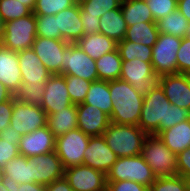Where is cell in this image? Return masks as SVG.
Returning <instances> with one entry per match:
<instances>
[{
	"label": "cell",
	"mask_w": 190,
	"mask_h": 191,
	"mask_svg": "<svg viewBox=\"0 0 190 191\" xmlns=\"http://www.w3.org/2000/svg\"><path fill=\"white\" fill-rule=\"evenodd\" d=\"M112 113L110 121L116 124L138 125L144 103V95L138 93L127 81H109Z\"/></svg>",
	"instance_id": "6da1fadb"
},
{
	"label": "cell",
	"mask_w": 190,
	"mask_h": 191,
	"mask_svg": "<svg viewBox=\"0 0 190 191\" xmlns=\"http://www.w3.org/2000/svg\"><path fill=\"white\" fill-rule=\"evenodd\" d=\"M103 136L109 148L120 158L140 155L148 134L138 125L110 122Z\"/></svg>",
	"instance_id": "7a4b0ae2"
},
{
	"label": "cell",
	"mask_w": 190,
	"mask_h": 191,
	"mask_svg": "<svg viewBox=\"0 0 190 191\" xmlns=\"http://www.w3.org/2000/svg\"><path fill=\"white\" fill-rule=\"evenodd\" d=\"M167 105H171L164 90L158 84L144 96L138 126L148 135H158L164 130Z\"/></svg>",
	"instance_id": "3957f363"
},
{
	"label": "cell",
	"mask_w": 190,
	"mask_h": 191,
	"mask_svg": "<svg viewBox=\"0 0 190 191\" xmlns=\"http://www.w3.org/2000/svg\"><path fill=\"white\" fill-rule=\"evenodd\" d=\"M156 178L177 175V155L172 152L158 135H148L142 153Z\"/></svg>",
	"instance_id": "277c9868"
},
{
	"label": "cell",
	"mask_w": 190,
	"mask_h": 191,
	"mask_svg": "<svg viewBox=\"0 0 190 191\" xmlns=\"http://www.w3.org/2000/svg\"><path fill=\"white\" fill-rule=\"evenodd\" d=\"M156 177L143 156L120 157L106 174V181L131 180L149 187Z\"/></svg>",
	"instance_id": "5b68a950"
},
{
	"label": "cell",
	"mask_w": 190,
	"mask_h": 191,
	"mask_svg": "<svg viewBox=\"0 0 190 191\" xmlns=\"http://www.w3.org/2000/svg\"><path fill=\"white\" fill-rule=\"evenodd\" d=\"M36 37V19L32 12L28 16L6 22L0 43L5 48L19 52L32 48Z\"/></svg>",
	"instance_id": "8992f818"
},
{
	"label": "cell",
	"mask_w": 190,
	"mask_h": 191,
	"mask_svg": "<svg viewBox=\"0 0 190 191\" xmlns=\"http://www.w3.org/2000/svg\"><path fill=\"white\" fill-rule=\"evenodd\" d=\"M182 39L159 33L152 47V66L156 75L177 74V53Z\"/></svg>",
	"instance_id": "52a82bcc"
},
{
	"label": "cell",
	"mask_w": 190,
	"mask_h": 191,
	"mask_svg": "<svg viewBox=\"0 0 190 191\" xmlns=\"http://www.w3.org/2000/svg\"><path fill=\"white\" fill-rule=\"evenodd\" d=\"M121 80L130 83L140 94H148L159 84V76L155 74L152 63L135 58L131 61L122 60Z\"/></svg>",
	"instance_id": "ba28073f"
},
{
	"label": "cell",
	"mask_w": 190,
	"mask_h": 191,
	"mask_svg": "<svg viewBox=\"0 0 190 191\" xmlns=\"http://www.w3.org/2000/svg\"><path fill=\"white\" fill-rule=\"evenodd\" d=\"M89 139L90 136L78 128L56 138L55 152L64 168L83 164Z\"/></svg>",
	"instance_id": "9c48e42d"
},
{
	"label": "cell",
	"mask_w": 190,
	"mask_h": 191,
	"mask_svg": "<svg viewBox=\"0 0 190 191\" xmlns=\"http://www.w3.org/2000/svg\"><path fill=\"white\" fill-rule=\"evenodd\" d=\"M62 58L61 75L77 76L90 82L98 80L95 60L76 43H69L65 47Z\"/></svg>",
	"instance_id": "30bf717a"
},
{
	"label": "cell",
	"mask_w": 190,
	"mask_h": 191,
	"mask_svg": "<svg viewBox=\"0 0 190 191\" xmlns=\"http://www.w3.org/2000/svg\"><path fill=\"white\" fill-rule=\"evenodd\" d=\"M46 121L47 114L40 106L20 101L13 102L10 125L21 136L45 126Z\"/></svg>",
	"instance_id": "8fae6325"
},
{
	"label": "cell",
	"mask_w": 190,
	"mask_h": 191,
	"mask_svg": "<svg viewBox=\"0 0 190 191\" xmlns=\"http://www.w3.org/2000/svg\"><path fill=\"white\" fill-rule=\"evenodd\" d=\"M32 183L47 186L64 177L65 168L55 151L34 157H28Z\"/></svg>",
	"instance_id": "7c38bea8"
},
{
	"label": "cell",
	"mask_w": 190,
	"mask_h": 191,
	"mask_svg": "<svg viewBox=\"0 0 190 191\" xmlns=\"http://www.w3.org/2000/svg\"><path fill=\"white\" fill-rule=\"evenodd\" d=\"M65 179L74 191H105L106 175L86 165L65 168Z\"/></svg>",
	"instance_id": "4fadbf2b"
},
{
	"label": "cell",
	"mask_w": 190,
	"mask_h": 191,
	"mask_svg": "<svg viewBox=\"0 0 190 191\" xmlns=\"http://www.w3.org/2000/svg\"><path fill=\"white\" fill-rule=\"evenodd\" d=\"M68 44L65 40L37 36L32 49L52 74H62V56Z\"/></svg>",
	"instance_id": "5bb4252c"
},
{
	"label": "cell",
	"mask_w": 190,
	"mask_h": 191,
	"mask_svg": "<svg viewBox=\"0 0 190 191\" xmlns=\"http://www.w3.org/2000/svg\"><path fill=\"white\" fill-rule=\"evenodd\" d=\"M117 159V155L109 148L103 135L90 137L84 151L83 165L106 175Z\"/></svg>",
	"instance_id": "9a60e30c"
},
{
	"label": "cell",
	"mask_w": 190,
	"mask_h": 191,
	"mask_svg": "<svg viewBox=\"0 0 190 191\" xmlns=\"http://www.w3.org/2000/svg\"><path fill=\"white\" fill-rule=\"evenodd\" d=\"M159 84L171 104L190 110V74L161 75Z\"/></svg>",
	"instance_id": "2e32d148"
},
{
	"label": "cell",
	"mask_w": 190,
	"mask_h": 191,
	"mask_svg": "<svg viewBox=\"0 0 190 191\" xmlns=\"http://www.w3.org/2000/svg\"><path fill=\"white\" fill-rule=\"evenodd\" d=\"M43 97L44 101L40 107L47 115L73 104L67 90L65 75L53 74L45 85Z\"/></svg>",
	"instance_id": "e0dca14e"
},
{
	"label": "cell",
	"mask_w": 190,
	"mask_h": 191,
	"mask_svg": "<svg viewBox=\"0 0 190 191\" xmlns=\"http://www.w3.org/2000/svg\"><path fill=\"white\" fill-rule=\"evenodd\" d=\"M56 137L47 125L25 134L19 141V153L25 157H34L55 151Z\"/></svg>",
	"instance_id": "ac0fdd59"
},
{
	"label": "cell",
	"mask_w": 190,
	"mask_h": 191,
	"mask_svg": "<svg viewBox=\"0 0 190 191\" xmlns=\"http://www.w3.org/2000/svg\"><path fill=\"white\" fill-rule=\"evenodd\" d=\"M77 105V125L88 136L103 135L110 124V116L96 106L79 103Z\"/></svg>",
	"instance_id": "d6986e66"
},
{
	"label": "cell",
	"mask_w": 190,
	"mask_h": 191,
	"mask_svg": "<svg viewBox=\"0 0 190 191\" xmlns=\"http://www.w3.org/2000/svg\"><path fill=\"white\" fill-rule=\"evenodd\" d=\"M22 84L47 83L53 75L42 63L32 48L18 52Z\"/></svg>",
	"instance_id": "ffe728a7"
},
{
	"label": "cell",
	"mask_w": 190,
	"mask_h": 191,
	"mask_svg": "<svg viewBox=\"0 0 190 191\" xmlns=\"http://www.w3.org/2000/svg\"><path fill=\"white\" fill-rule=\"evenodd\" d=\"M57 17V30L63 40L76 43L83 36V25L80 17V4L62 10L55 14Z\"/></svg>",
	"instance_id": "44dd1931"
},
{
	"label": "cell",
	"mask_w": 190,
	"mask_h": 191,
	"mask_svg": "<svg viewBox=\"0 0 190 191\" xmlns=\"http://www.w3.org/2000/svg\"><path fill=\"white\" fill-rule=\"evenodd\" d=\"M0 82L13 94L22 84L21 70L18 62V52L3 47L0 44Z\"/></svg>",
	"instance_id": "7402d4cb"
},
{
	"label": "cell",
	"mask_w": 190,
	"mask_h": 191,
	"mask_svg": "<svg viewBox=\"0 0 190 191\" xmlns=\"http://www.w3.org/2000/svg\"><path fill=\"white\" fill-rule=\"evenodd\" d=\"M158 136L176 155L181 153L190 147V119L161 131Z\"/></svg>",
	"instance_id": "603a6c76"
},
{
	"label": "cell",
	"mask_w": 190,
	"mask_h": 191,
	"mask_svg": "<svg viewBox=\"0 0 190 191\" xmlns=\"http://www.w3.org/2000/svg\"><path fill=\"white\" fill-rule=\"evenodd\" d=\"M76 44L94 60L118 48V42L101 33L83 35Z\"/></svg>",
	"instance_id": "cb8c5ba5"
},
{
	"label": "cell",
	"mask_w": 190,
	"mask_h": 191,
	"mask_svg": "<svg viewBox=\"0 0 190 191\" xmlns=\"http://www.w3.org/2000/svg\"><path fill=\"white\" fill-rule=\"evenodd\" d=\"M46 125L56 138L77 129V105L71 104L61 111L47 115Z\"/></svg>",
	"instance_id": "d4e9b609"
},
{
	"label": "cell",
	"mask_w": 190,
	"mask_h": 191,
	"mask_svg": "<svg viewBox=\"0 0 190 191\" xmlns=\"http://www.w3.org/2000/svg\"><path fill=\"white\" fill-rule=\"evenodd\" d=\"M127 28L121 8L110 10L99 19V33L118 43L125 38Z\"/></svg>",
	"instance_id": "484cf974"
},
{
	"label": "cell",
	"mask_w": 190,
	"mask_h": 191,
	"mask_svg": "<svg viewBox=\"0 0 190 191\" xmlns=\"http://www.w3.org/2000/svg\"><path fill=\"white\" fill-rule=\"evenodd\" d=\"M83 103L96 106L108 116H111L113 101L110 98L109 81L96 80L91 82Z\"/></svg>",
	"instance_id": "4316f807"
},
{
	"label": "cell",
	"mask_w": 190,
	"mask_h": 191,
	"mask_svg": "<svg viewBox=\"0 0 190 191\" xmlns=\"http://www.w3.org/2000/svg\"><path fill=\"white\" fill-rule=\"evenodd\" d=\"M121 12L127 26L140 22H155L145 0H123Z\"/></svg>",
	"instance_id": "83f0119b"
},
{
	"label": "cell",
	"mask_w": 190,
	"mask_h": 191,
	"mask_svg": "<svg viewBox=\"0 0 190 191\" xmlns=\"http://www.w3.org/2000/svg\"><path fill=\"white\" fill-rule=\"evenodd\" d=\"M95 63L98 73V80L110 81L120 78L122 59L118 49L104 54L95 60Z\"/></svg>",
	"instance_id": "f1b7e54d"
},
{
	"label": "cell",
	"mask_w": 190,
	"mask_h": 191,
	"mask_svg": "<svg viewBox=\"0 0 190 191\" xmlns=\"http://www.w3.org/2000/svg\"><path fill=\"white\" fill-rule=\"evenodd\" d=\"M158 35L159 32L156 22H140L128 26L124 39L153 47L157 41Z\"/></svg>",
	"instance_id": "f546056e"
},
{
	"label": "cell",
	"mask_w": 190,
	"mask_h": 191,
	"mask_svg": "<svg viewBox=\"0 0 190 191\" xmlns=\"http://www.w3.org/2000/svg\"><path fill=\"white\" fill-rule=\"evenodd\" d=\"M156 24L159 33L170 34L182 39L187 35L190 22L176 9L169 15L156 21Z\"/></svg>",
	"instance_id": "4dcf8cb0"
},
{
	"label": "cell",
	"mask_w": 190,
	"mask_h": 191,
	"mask_svg": "<svg viewBox=\"0 0 190 191\" xmlns=\"http://www.w3.org/2000/svg\"><path fill=\"white\" fill-rule=\"evenodd\" d=\"M4 177L14 179L17 183H31L30 162L19 154L15 159L6 162L3 167Z\"/></svg>",
	"instance_id": "1f68e13d"
},
{
	"label": "cell",
	"mask_w": 190,
	"mask_h": 191,
	"mask_svg": "<svg viewBox=\"0 0 190 191\" xmlns=\"http://www.w3.org/2000/svg\"><path fill=\"white\" fill-rule=\"evenodd\" d=\"M118 51L122 60L131 61L140 58L142 61L152 62V47L125 39L118 43Z\"/></svg>",
	"instance_id": "d6a6232c"
},
{
	"label": "cell",
	"mask_w": 190,
	"mask_h": 191,
	"mask_svg": "<svg viewBox=\"0 0 190 191\" xmlns=\"http://www.w3.org/2000/svg\"><path fill=\"white\" fill-rule=\"evenodd\" d=\"M45 85L46 83L41 82L39 84H21L14 92L13 98L15 101L41 106L44 101Z\"/></svg>",
	"instance_id": "836d02e7"
},
{
	"label": "cell",
	"mask_w": 190,
	"mask_h": 191,
	"mask_svg": "<svg viewBox=\"0 0 190 191\" xmlns=\"http://www.w3.org/2000/svg\"><path fill=\"white\" fill-rule=\"evenodd\" d=\"M123 0H84L80 3V15L103 16L106 12L121 8Z\"/></svg>",
	"instance_id": "e575fe53"
},
{
	"label": "cell",
	"mask_w": 190,
	"mask_h": 191,
	"mask_svg": "<svg viewBox=\"0 0 190 191\" xmlns=\"http://www.w3.org/2000/svg\"><path fill=\"white\" fill-rule=\"evenodd\" d=\"M69 97L73 104L83 103L91 82L77 76L65 75Z\"/></svg>",
	"instance_id": "d590c367"
},
{
	"label": "cell",
	"mask_w": 190,
	"mask_h": 191,
	"mask_svg": "<svg viewBox=\"0 0 190 191\" xmlns=\"http://www.w3.org/2000/svg\"><path fill=\"white\" fill-rule=\"evenodd\" d=\"M74 4L75 0H36L32 12L35 16L55 15Z\"/></svg>",
	"instance_id": "8d00e7d4"
},
{
	"label": "cell",
	"mask_w": 190,
	"mask_h": 191,
	"mask_svg": "<svg viewBox=\"0 0 190 191\" xmlns=\"http://www.w3.org/2000/svg\"><path fill=\"white\" fill-rule=\"evenodd\" d=\"M32 11L17 0H0V15L4 22L28 16Z\"/></svg>",
	"instance_id": "74e56055"
},
{
	"label": "cell",
	"mask_w": 190,
	"mask_h": 191,
	"mask_svg": "<svg viewBox=\"0 0 190 191\" xmlns=\"http://www.w3.org/2000/svg\"><path fill=\"white\" fill-rule=\"evenodd\" d=\"M36 36L63 40L60 30H57V17L55 15L35 16Z\"/></svg>",
	"instance_id": "f35d334b"
},
{
	"label": "cell",
	"mask_w": 190,
	"mask_h": 191,
	"mask_svg": "<svg viewBox=\"0 0 190 191\" xmlns=\"http://www.w3.org/2000/svg\"><path fill=\"white\" fill-rule=\"evenodd\" d=\"M149 191H189L187 181L179 175L156 178Z\"/></svg>",
	"instance_id": "ab89813d"
},
{
	"label": "cell",
	"mask_w": 190,
	"mask_h": 191,
	"mask_svg": "<svg viewBox=\"0 0 190 191\" xmlns=\"http://www.w3.org/2000/svg\"><path fill=\"white\" fill-rule=\"evenodd\" d=\"M156 21L169 15L178 7V0H145Z\"/></svg>",
	"instance_id": "60d3db41"
},
{
	"label": "cell",
	"mask_w": 190,
	"mask_h": 191,
	"mask_svg": "<svg viewBox=\"0 0 190 191\" xmlns=\"http://www.w3.org/2000/svg\"><path fill=\"white\" fill-rule=\"evenodd\" d=\"M176 58L177 73L190 74V38H182Z\"/></svg>",
	"instance_id": "b9f144b4"
},
{
	"label": "cell",
	"mask_w": 190,
	"mask_h": 191,
	"mask_svg": "<svg viewBox=\"0 0 190 191\" xmlns=\"http://www.w3.org/2000/svg\"><path fill=\"white\" fill-rule=\"evenodd\" d=\"M187 119H190L189 109L180 108L173 104L167 105L166 123H164V130Z\"/></svg>",
	"instance_id": "7bdbcfd3"
},
{
	"label": "cell",
	"mask_w": 190,
	"mask_h": 191,
	"mask_svg": "<svg viewBox=\"0 0 190 191\" xmlns=\"http://www.w3.org/2000/svg\"><path fill=\"white\" fill-rule=\"evenodd\" d=\"M19 154L18 144L14 140L0 138V168L3 169L6 162L15 159Z\"/></svg>",
	"instance_id": "ee69618b"
},
{
	"label": "cell",
	"mask_w": 190,
	"mask_h": 191,
	"mask_svg": "<svg viewBox=\"0 0 190 191\" xmlns=\"http://www.w3.org/2000/svg\"><path fill=\"white\" fill-rule=\"evenodd\" d=\"M108 191H149V187L131 180L107 181Z\"/></svg>",
	"instance_id": "f6af8a7d"
},
{
	"label": "cell",
	"mask_w": 190,
	"mask_h": 191,
	"mask_svg": "<svg viewBox=\"0 0 190 191\" xmlns=\"http://www.w3.org/2000/svg\"><path fill=\"white\" fill-rule=\"evenodd\" d=\"M2 183L8 191H46V186L38 183H17L16 180L4 177Z\"/></svg>",
	"instance_id": "bcb514c9"
},
{
	"label": "cell",
	"mask_w": 190,
	"mask_h": 191,
	"mask_svg": "<svg viewBox=\"0 0 190 191\" xmlns=\"http://www.w3.org/2000/svg\"><path fill=\"white\" fill-rule=\"evenodd\" d=\"M177 175L190 178V147L177 154Z\"/></svg>",
	"instance_id": "7dc6e473"
},
{
	"label": "cell",
	"mask_w": 190,
	"mask_h": 191,
	"mask_svg": "<svg viewBox=\"0 0 190 191\" xmlns=\"http://www.w3.org/2000/svg\"><path fill=\"white\" fill-rule=\"evenodd\" d=\"M14 101L12 97L10 100L0 103V132L10 125Z\"/></svg>",
	"instance_id": "c3c4849f"
},
{
	"label": "cell",
	"mask_w": 190,
	"mask_h": 191,
	"mask_svg": "<svg viewBox=\"0 0 190 191\" xmlns=\"http://www.w3.org/2000/svg\"><path fill=\"white\" fill-rule=\"evenodd\" d=\"M83 25V35L99 33V17L93 15H80Z\"/></svg>",
	"instance_id": "681fc988"
},
{
	"label": "cell",
	"mask_w": 190,
	"mask_h": 191,
	"mask_svg": "<svg viewBox=\"0 0 190 191\" xmlns=\"http://www.w3.org/2000/svg\"><path fill=\"white\" fill-rule=\"evenodd\" d=\"M46 191H74L69 185V182L63 177L55 180L46 186Z\"/></svg>",
	"instance_id": "f907efd6"
},
{
	"label": "cell",
	"mask_w": 190,
	"mask_h": 191,
	"mask_svg": "<svg viewBox=\"0 0 190 191\" xmlns=\"http://www.w3.org/2000/svg\"><path fill=\"white\" fill-rule=\"evenodd\" d=\"M21 135L19 132H15L14 128L11 127V125H9L8 127L4 128L1 132H0V138L1 139H9V140H14V142H16L19 145V141L21 139Z\"/></svg>",
	"instance_id": "816d5d0a"
},
{
	"label": "cell",
	"mask_w": 190,
	"mask_h": 191,
	"mask_svg": "<svg viewBox=\"0 0 190 191\" xmlns=\"http://www.w3.org/2000/svg\"><path fill=\"white\" fill-rule=\"evenodd\" d=\"M177 9L190 22V0H178Z\"/></svg>",
	"instance_id": "f5cc1de1"
},
{
	"label": "cell",
	"mask_w": 190,
	"mask_h": 191,
	"mask_svg": "<svg viewBox=\"0 0 190 191\" xmlns=\"http://www.w3.org/2000/svg\"><path fill=\"white\" fill-rule=\"evenodd\" d=\"M13 97V93L0 82V103L8 101Z\"/></svg>",
	"instance_id": "db71d44e"
},
{
	"label": "cell",
	"mask_w": 190,
	"mask_h": 191,
	"mask_svg": "<svg viewBox=\"0 0 190 191\" xmlns=\"http://www.w3.org/2000/svg\"><path fill=\"white\" fill-rule=\"evenodd\" d=\"M33 11L36 0H17Z\"/></svg>",
	"instance_id": "11a10c76"
},
{
	"label": "cell",
	"mask_w": 190,
	"mask_h": 191,
	"mask_svg": "<svg viewBox=\"0 0 190 191\" xmlns=\"http://www.w3.org/2000/svg\"><path fill=\"white\" fill-rule=\"evenodd\" d=\"M4 27H5V22L2 18V16L0 15V42H1L3 34H4Z\"/></svg>",
	"instance_id": "9f6ffc18"
},
{
	"label": "cell",
	"mask_w": 190,
	"mask_h": 191,
	"mask_svg": "<svg viewBox=\"0 0 190 191\" xmlns=\"http://www.w3.org/2000/svg\"><path fill=\"white\" fill-rule=\"evenodd\" d=\"M0 191H8V187H6L2 182L0 183Z\"/></svg>",
	"instance_id": "6f0895ef"
},
{
	"label": "cell",
	"mask_w": 190,
	"mask_h": 191,
	"mask_svg": "<svg viewBox=\"0 0 190 191\" xmlns=\"http://www.w3.org/2000/svg\"><path fill=\"white\" fill-rule=\"evenodd\" d=\"M3 178H4V172L3 169L0 168V183L2 182Z\"/></svg>",
	"instance_id": "680465c9"
},
{
	"label": "cell",
	"mask_w": 190,
	"mask_h": 191,
	"mask_svg": "<svg viewBox=\"0 0 190 191\" xmlns=\"http://www.w3.org/2000/svg\"><path fill=\"white\" fill-rule=\"evenodd\" d=\"M186 181H187L188 190L190 191V178L186 179Z\"/></svg>",
	"instance_id": "91938a15"
},
{
	"label": "cell",
	"mask_w": 190,
	"mask_h": 191,
	"mask_svg": "<svg viewBox=\"0 0 190 191\" xmlns=\"http://www.w3.org/2000/svg\"><path fill=\"white\" fill-rule=\"evenodd\" d=\"M186 37L190 38V25H189V28H188V32H187Z\"/></svg>",
	"instance_id": "94428289"
},
{
	"label": "cell",
	"mask_w": 190,
	"mask_h": 191,
	"mask_svg": "<svg viewBox=\"0 0 190 191\" xmlns=\"http://www.w3.org/2000/svg\"><path fill=\"white\" fill-rule=\"evenodd\" d=\"M84 0H75L76 3L80 4Z\"/></svg>",
	"instance_id": "6125c7cd"
}]
</instances>
